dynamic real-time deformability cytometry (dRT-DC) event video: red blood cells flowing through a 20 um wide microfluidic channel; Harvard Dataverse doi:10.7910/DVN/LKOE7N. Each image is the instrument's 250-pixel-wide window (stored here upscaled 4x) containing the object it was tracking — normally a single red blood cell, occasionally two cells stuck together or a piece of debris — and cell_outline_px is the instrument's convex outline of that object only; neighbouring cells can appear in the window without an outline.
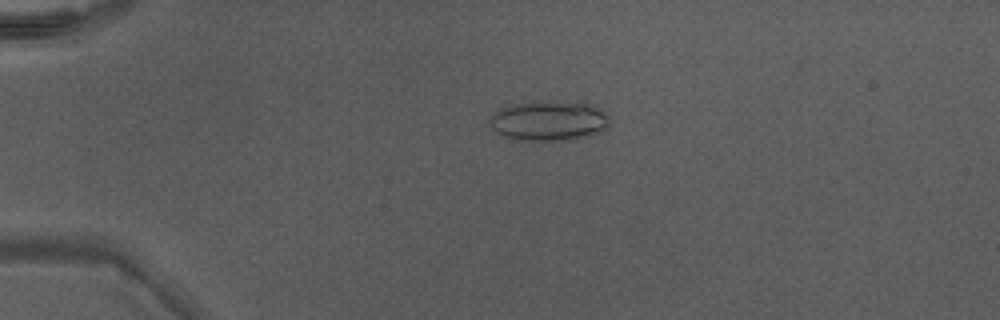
{"species": "Egyptian fruit bat (a non-hibernating species)", "species_latin": "Rousettus aegyptiacus", "temperature_condition": "warm", "stored_images_in_passage": 37, "camera_frame_rate_fps": 3000, "um_per_image_px": 0.085, "animal": {"sex": "male"}, "frame": {"image": 1, "passage_image": 1, "time_ms": 0.0, "image_size_px": [1000, 320], "cell_outline_px": [[608, 124], [604, 128], [588, 136], [576, 140], [516, 140], [504, 136], [496, 132], [488, 124], [488, 120], [500, 108], [508, 104], [548, 100], [552, 100], [588, 104], [604, 112], [608, 116]], "centroid_in_image_um": [46.58, 10.26], "position_along_channel_um": 38.4, "area_um2": 27.98}}
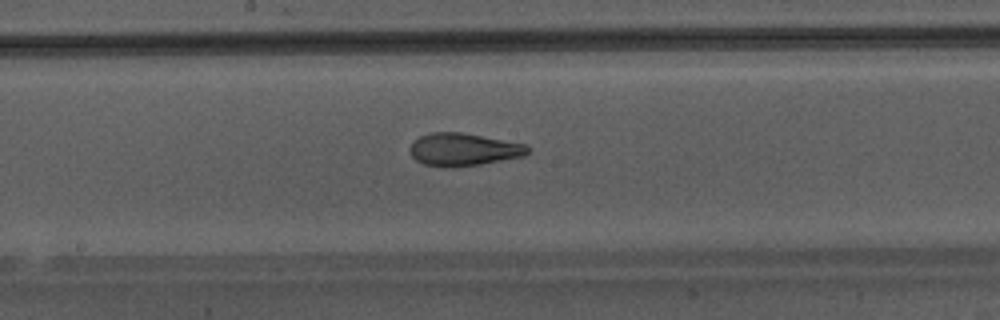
{"frame": {"image": 2, "passage_image": 16, "time_ms": 5.0, "image_size_px": [1000, 320], "cell_outline_px": [[532, 148], [524, 156], [480, 164], [456, 168], [444, 168], [424, 164], [416, 160], [412, 156], [408, 148], [420, 136], [432, 132], [460, 132], [528, 144]], "centroid_in_image_um": [39.41, 12.72], "position_along_channel_um": 208.8, "area_um2": 22.66}}
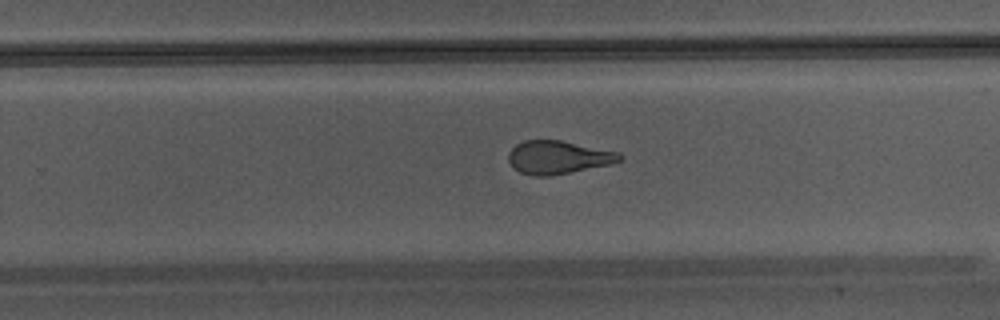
{"frame": {"image": 3, "passage_image": 21, "time_ms": 6.667, "image_size_px": [1000, 320], "cell_outline_px": [[624, 156], [620, 160], [612, 164], [552, 176], [536, 176], [520, 172], [512, 168], [508, 160], [508, 152], [516, 144], [524, 140], [560, 140], [620, 152]], "centroid_in_image_um": [47.44, 13.38], "position_along_channel_um": 282.4, "area_um2": 21.73}}